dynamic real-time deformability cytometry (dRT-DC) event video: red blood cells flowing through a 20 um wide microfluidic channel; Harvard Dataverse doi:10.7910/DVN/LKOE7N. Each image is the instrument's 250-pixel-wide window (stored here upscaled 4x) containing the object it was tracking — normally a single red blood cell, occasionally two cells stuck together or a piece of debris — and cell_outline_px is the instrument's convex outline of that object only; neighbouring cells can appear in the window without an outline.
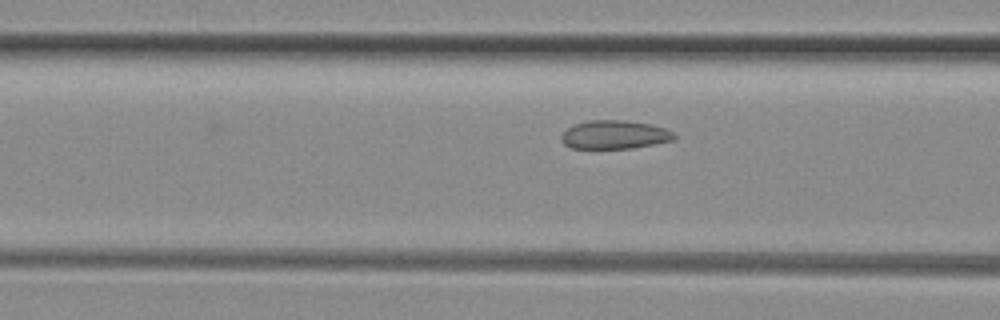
{"species": "common noctule bat (a hibernating species)", "species_latin": "Nyctalus noctula", "temperature_condition": "room temperature", "stored_images_in_passage": 26, "camera_frame_rate_fps": 3000, "um_per_image_px": 0.085, "animal": {"sex": "female", "body_mass_g": 29.2, "forearm_length_mm": 56.3}, "frame": {"image": 1, "passage_image": 5, "time_ms": 1.333, "image_size_px": [1000, 320], "cell_outline_px": [[676, 136], [672, 140], [632, 148], [572, 148], [564, 144], [560, 140], [560, 136], [568, 128], [576, 124], [588, 120], [624, 120], [652, 124], [664, 128], [672, 132]], "centroid_in_image_um": [52.21, 11.44], "position_along_channel_um": 114.4, "area_um2": 18.61}}
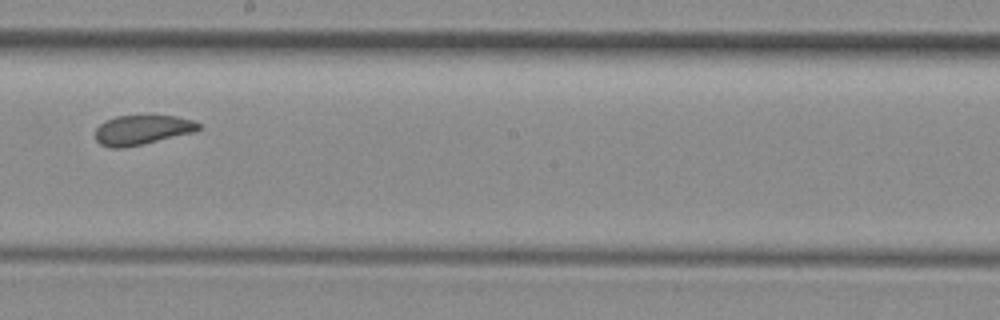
{"frame": {"image": 2, "passage_image": 14, "time_ms": 4.333, "image_size_px": [1000, 320], "cell_outline_px": [[204, 128], [196, 132], [124, 148], [112, 148], [100, 144], [96, 140], [96, 128], [104, 120], [116, 116], [176, 116], [192, 120], [200, 124]], "centroid_in_image_um": [12.11, 11.04], "position_along_channel_um": 236.1, "area_um2": 17.92}}
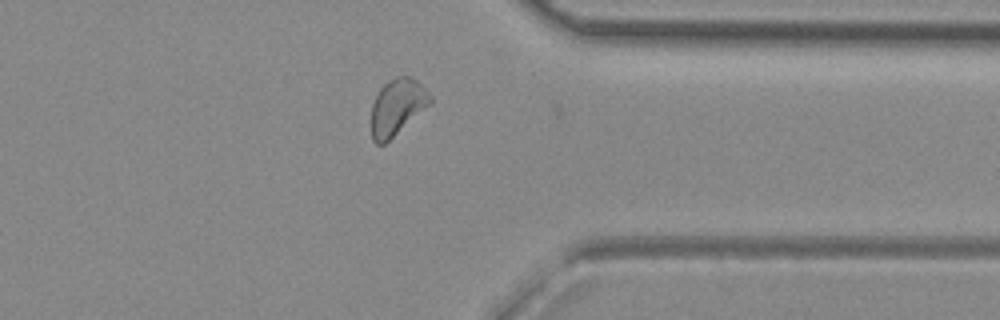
{"frame": {"image": 3, "passage_image": 25, "time_ms": 8.0, "image_size_px": [1000, 320], "cell_outline_px": [[432, 104], [384, 144], [376, 144], [372, 140], [372, 104], [380, 88], [388, 80], [396, 76], [408, 76], [416, 80], [432, 96]], "centroid_in_image_um": [33.78, 9.09], "position_along_channel_um": 377.6, "area_um2": 19.25}, "authors_computed_cell_mechanics": {"area_um2": 18.6405, "velocity_mm_per_s": 4.0653, "shape_relaxation_time_tau1_ms": 10.4385, "shape_relaxation_time_tau2_ms": 1.4897, "deformation_change_tau1": 0.1055, "deformation_change_tau2": 0.0711}}